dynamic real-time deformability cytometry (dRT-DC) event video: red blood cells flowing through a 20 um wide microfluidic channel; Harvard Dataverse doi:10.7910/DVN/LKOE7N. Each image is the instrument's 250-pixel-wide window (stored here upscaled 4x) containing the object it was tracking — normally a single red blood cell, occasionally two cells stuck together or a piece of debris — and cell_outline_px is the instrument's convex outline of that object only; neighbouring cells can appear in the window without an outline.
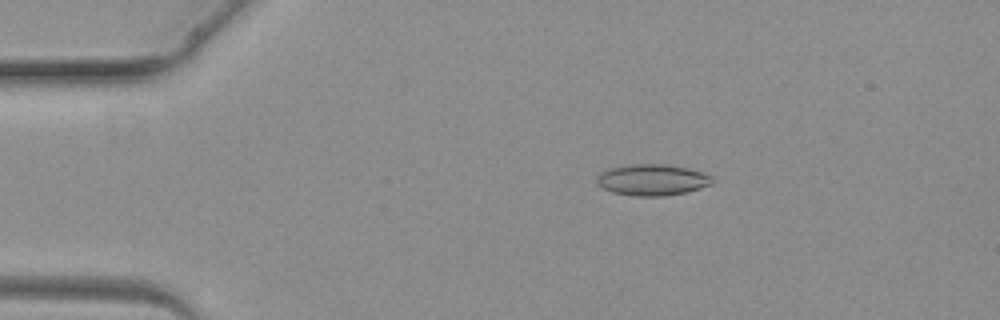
{"species": "common noctule bat (a hibernating species)", "species_latin": "Nyctalus noctula", "temperature_condition": "warm", "stored_images_in_passage": 2, "camera_frame_rate_fps": 3000, "um_per_image_px": 0.085, "animal": {"sex": "female", "body_mass_g": 19.3, "forearm_length_mm": 54.1}, "frame": {"image": 1, "passage_image": 1, "time_ms": 0.0, "image_size_px": [1000, 320], "cell_outline_px": [[712, 184], [700, 188], [684, 192], [664, 196], [636, 196], [612, 192], [596, 184], [596, 176], [600, 172], [608, 168], [628, 164], [664, 164], [688, 168], [704, 172], [712, 176]], "centroid_in_image_um": [55.41, 15.27], "position_along_channel_um": 29.6, "area_um2": 21.15}}